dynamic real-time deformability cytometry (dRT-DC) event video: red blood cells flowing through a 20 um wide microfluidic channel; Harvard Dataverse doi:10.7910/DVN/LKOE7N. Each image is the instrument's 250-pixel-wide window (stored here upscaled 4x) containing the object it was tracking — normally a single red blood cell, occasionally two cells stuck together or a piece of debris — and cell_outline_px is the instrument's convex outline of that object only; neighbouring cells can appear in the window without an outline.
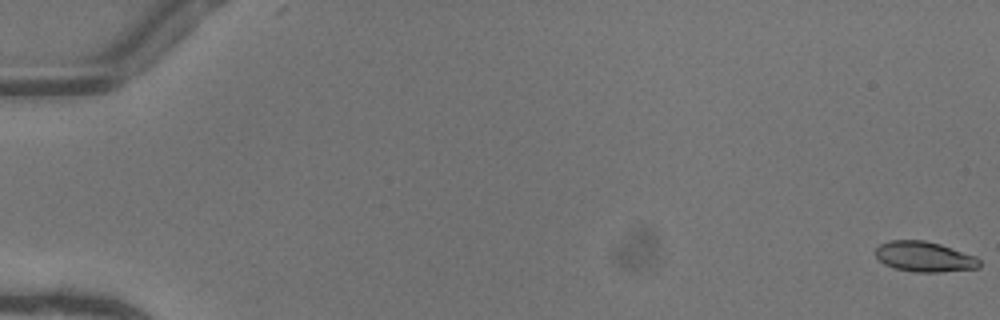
{"species": "common noctule bat (a hibernating species)", "species_latin": "Nyctalus noctula", "temperature_condition": "warm", "stored_images_in_passage": 51, "camera_frame_rate_fps": 3000, "um_per_image_px": 0.085, "animal": {"sex": "female"}, "frame": {"image": 1, "passage_image": 1, "time_ms": 0.0, "image_size_px": [1000, 320], "cell_outline_px": [[980, 268], [940, 272], [916, 272], [892, 268], [884, 264], [876, 256], [876, 248], [880, 244], [888, 240], [924, 240], [940, 244], [976, 256], [980, 260]], "centroid_in_image_um": [78.58, 21.82], "position_along_channel_um": 6.4, "area_um2": 18.44}}
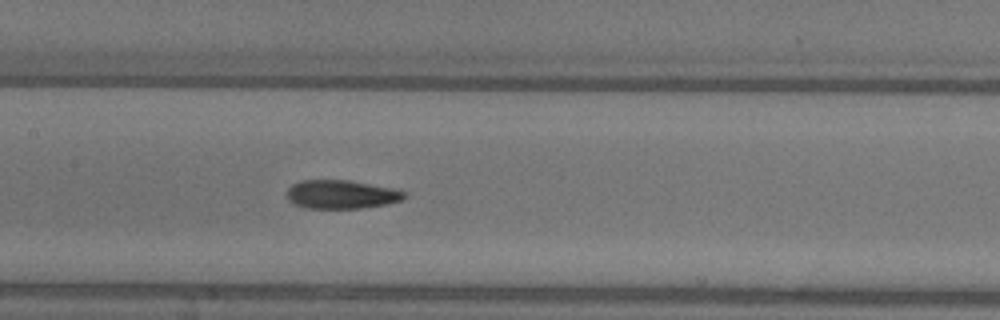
{"frame": {"image": 2, "passage_image": 27, "time_ms": 8.667, "image_size_px": [1000, 320], "cell_outline_px": [[408, 196], [400, 200], [388, 204], [364, 208], [308, 208], [292, 204], [288, 200], [288, 188], [292, 184], [300, 180], [348, 180], [392, 188], [408, 192]], "centroid_in_image_um": [29.03, 16.52], "position_along_channel_um": 178.4, "area_um2": 19.71}}
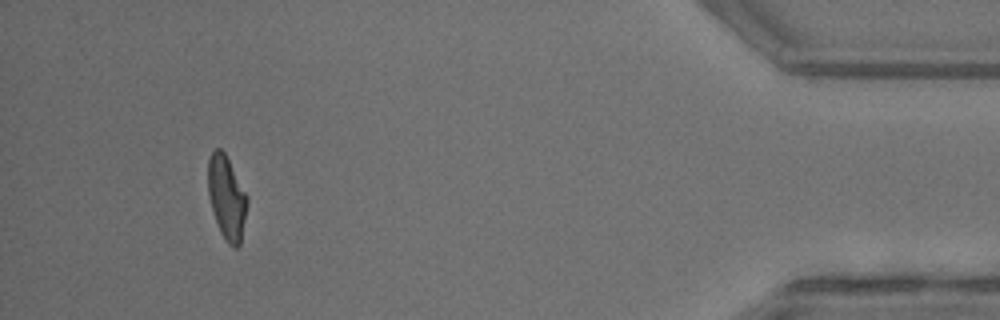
{"frame": {"image": 3, "passage_image": 49, "time_ms": 16.0, "image_size_px": [1000, 320], "cell_outline_px": [[248, 200], [240, 244], [236, 248], [232, 248], [228, 244], [220, 232], [212, 208], [208, 192], [208, 160], [212, 152], [216, 148], [220, 148], [224, 152], [248, 196]], "centroid_in_image_um": [19.27, 16.8], "position_along_channel_um": 415.9, "area_um2": 18.84}, "authors_computed_cell_mechanics": {"area_um2": 19.652, "velocity_mm_per_s": 4.1134, "shape_relaxation_time_tau1_ms": 5.7647, "shape_relaxation_time_tau2_ms": 1.8473, "deformation_change_tau1": 0.1989, "deformation_change_tau2": 0.0976}}